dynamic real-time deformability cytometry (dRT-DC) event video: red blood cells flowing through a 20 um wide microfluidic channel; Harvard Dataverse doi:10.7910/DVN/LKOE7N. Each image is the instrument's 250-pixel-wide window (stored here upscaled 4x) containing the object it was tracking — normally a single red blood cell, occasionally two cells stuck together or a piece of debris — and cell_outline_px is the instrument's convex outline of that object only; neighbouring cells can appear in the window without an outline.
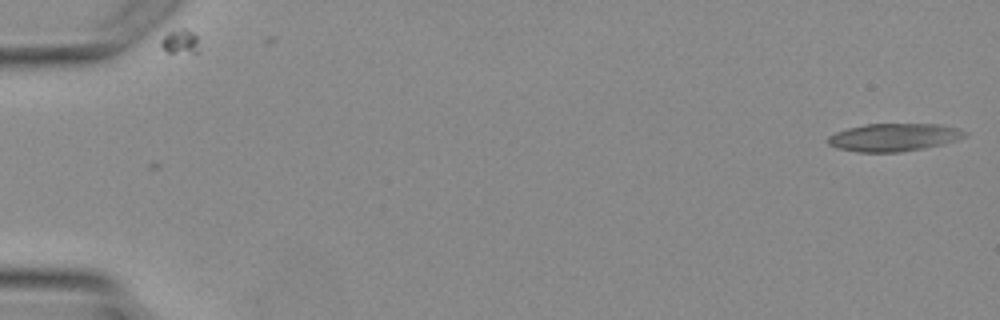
{"species": "Egyptian fruit bat (a non-hibernating species)", "species_latin": "Rousettus aegyptiacus", "temperature_condition": "warm", "stored_images_in_passage": 4, "camera_frame_rate_fps": 3000, "um_per_image_px": 0.085, "animal": {"sex": "female"}, "frame": {"image": 1, "passage_image": 1, "time_ms": 0.0, "image_size_px": [1000, 320], "cell_outline_px": [[968, 136], [944, 144], [924, 148], [900, 152], [856, 152], [836, 148], [828, 144], [828, 136], [836, 132], [848, 128], [864, 124], [940, 124], [960, 128], [968, 132]], "centroid_in_image_um": [76.01, 11.67], "position_along_channel_um": 9.0, "area_um2": 22.43}}